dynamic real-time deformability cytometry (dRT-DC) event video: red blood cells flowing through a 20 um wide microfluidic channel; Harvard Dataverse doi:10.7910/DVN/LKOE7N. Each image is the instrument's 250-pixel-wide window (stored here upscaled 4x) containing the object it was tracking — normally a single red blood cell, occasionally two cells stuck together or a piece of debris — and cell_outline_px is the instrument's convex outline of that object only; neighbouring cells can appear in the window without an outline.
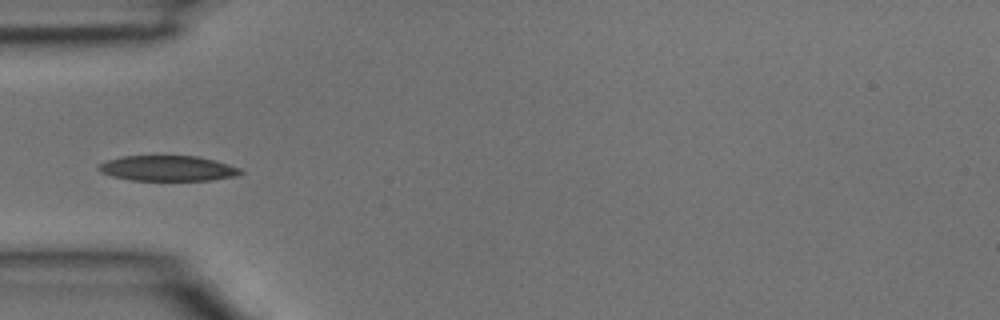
{"species": "common noctule bat (a hibernating species)", "species_latin": "Nyctalus noctula", "temperature_condition": "room temperature", "stored_images_in_passage": 4, "camera_frame_rate_fps": 3000, "um_per_image_px": 0.085, "animal": {"sex": "male", "body_mass_g": 15.6}, "frame": {"image": 1, "passage_image": 4, "time_ms": 1.0, "image_size_px": [1000, 320], "cell_outline_px": [[244, 172], [236, 176], [212, 180], [132, 180], [112, 176], [100, 172], [96, 168], [100, 164], [108, 160], [120, 156], [200, 156], [228, 164], [240, 168]], "centroid_in_image_um": [14.27, 14.3], "position_along_channel_um": 70.7, "area_um2": 20.98}}